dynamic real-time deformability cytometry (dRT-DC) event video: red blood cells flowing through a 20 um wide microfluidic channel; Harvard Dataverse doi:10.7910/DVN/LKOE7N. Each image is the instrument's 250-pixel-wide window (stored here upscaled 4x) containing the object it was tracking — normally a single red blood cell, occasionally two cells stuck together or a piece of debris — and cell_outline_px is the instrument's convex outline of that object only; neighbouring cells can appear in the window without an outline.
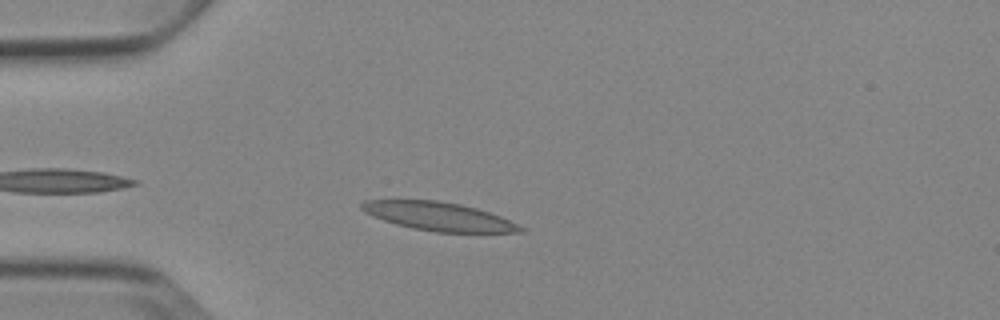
{"species": "Egyptian fruit bat (a non-hibernating species)", "species_latin": "Rousettus aegyptiacus", "temperature_condition": "cold", "stored_images_in_passage": 4, "camera_frame_rate_fps": 3000, "um_per_image_px": 0.085, "animal": {"sex": "female"}, "frame": {"image": 1, "passage_image": 4, "time_ms": 3.333, "image_size_px": [1000, 320], "cell_outline_px": [[528, 228], [524, 232], [436, 232], [412, 228], [396, 224], [372, 216], [364, 212], [360, 208], [360, 204], [364, 200], [436, 200], [460, 204], [476, 208], [500, 216]], "centroid_in_image_um": [37.3, 18.39], "position_along_channel_um": 47.7, "area_um2": 26.36}}